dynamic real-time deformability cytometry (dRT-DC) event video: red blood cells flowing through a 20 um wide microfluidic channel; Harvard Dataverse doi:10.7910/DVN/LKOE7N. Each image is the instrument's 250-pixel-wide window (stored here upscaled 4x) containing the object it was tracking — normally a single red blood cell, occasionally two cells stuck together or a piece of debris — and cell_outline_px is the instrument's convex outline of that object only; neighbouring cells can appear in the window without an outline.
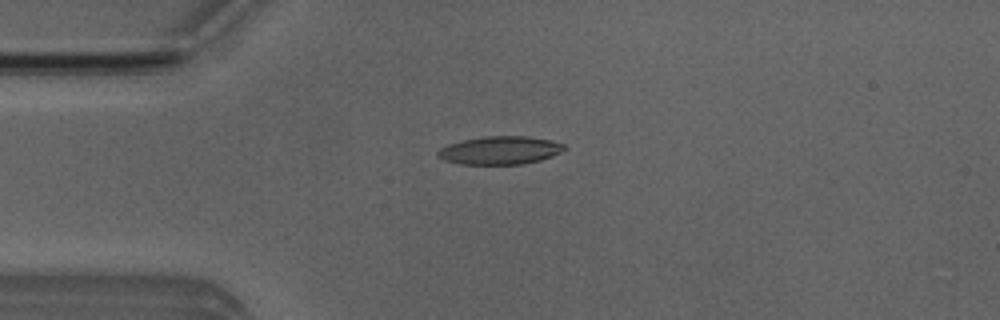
{"species": "Egyptian fruit bat (a non-hibernating species)", "species_latin": "Rousettus aegyptiacus", "temperature_condition": "room temperature", "stored_images_in_passage": 50, "camera_frame_rate_fps": 3000, "um_per_image_px": 0.085, "animal": {"sex": "male"}, "frame": {"image": 1, "passage_image": 12, "time_ms": 3.667, "image_size_px": [1000, 320], "cell_outline_px": [[568, 148], [552, 156], [540, 160], [524, 164], [460, 164], [444, 160], [436, 156], [436, 152], [440, 148], [448, 144], [464, 140], [484, 136], [528, 136], [552, 140], [564, 144]], "centroid_in_image_um": [42.51, 12.77], "position_along_channel_um": 42.5, "area_um2": 20.87}}
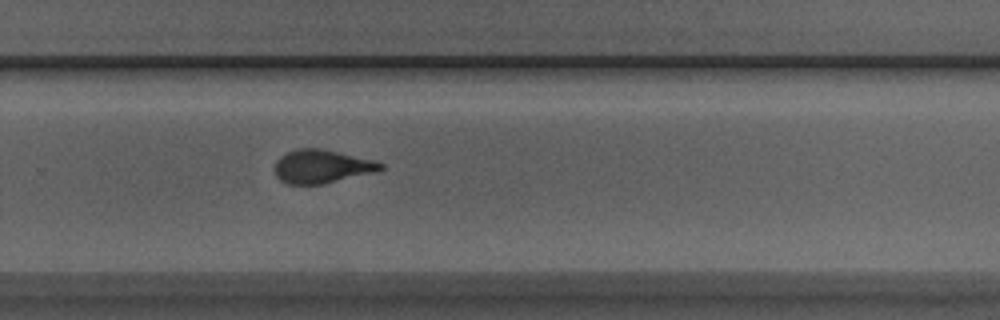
{"frame": {"image": 2, "passage_image": 33, "time_ms": 10.667, "image_size_px": [1000, 320], "cell_outline_px": [[384, 168], [372, 172], [324, 184], [284, 184], [276, 176], [276, 160], [280, 156], [288, 152], [300, 148], [320, 148], [376, 160], [384, 164]], "centroid_in_image_um": [27.35, 14.15], "position_along_channel_um": 302.5, "area_um2": 20.52}}
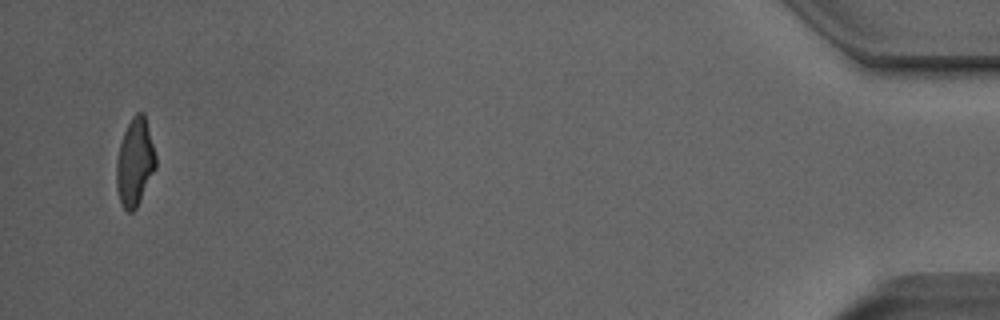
{"frame": {"image": 3, "passage_image": 49, "time_ms": 16.0, "image_size_px": [1000, 320], "cell_outline_px": [[156, 168], [136, 208], [132, 212], [128, 212], [124, 208], [120, 200], [116, 188], [116, 160], [120, 144], [124, 132], [132, 116], [136, 112], [144, 112], [156, 156]], "centroid_in_image_um": [11.46, 13.78], "position_along_channel_um": 423.7, "area_um2": 20.0}}